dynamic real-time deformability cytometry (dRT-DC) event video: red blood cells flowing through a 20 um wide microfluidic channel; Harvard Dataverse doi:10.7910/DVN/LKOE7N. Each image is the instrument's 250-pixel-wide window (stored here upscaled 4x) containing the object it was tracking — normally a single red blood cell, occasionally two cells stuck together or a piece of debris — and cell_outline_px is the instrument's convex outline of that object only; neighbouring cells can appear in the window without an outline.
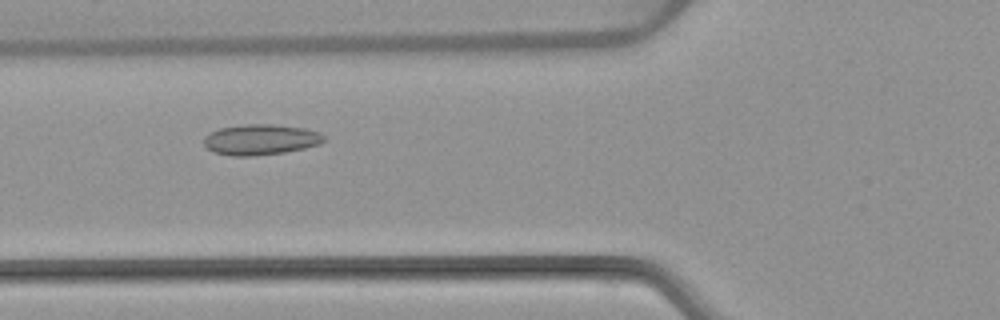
{"species": "common noctule bat (a hibernating species)", "species_latin": "Nyctalus noctula", "temperature_condition": "warm", "stored_images_in_passage": 4, "camera_frame_rate_fps": 3000, "um_per_image_px": 0.085, "animal": {"sex": "female", "body_mass_g": 22.7, "forearm_length_mm": 54.2}, "frame": {"image": 1, "passage_image": 3, "time_ms": 2.333, "image_size_px": [1000, 320], "cell_outline_px": [[328, 140], [320, 144], [304, 148], [284, 152], [252, 156], [232, 156], [212, 152], [204, 144], [204, 136], [220, 128], [244, 124], [272, 124], [304, 128], [320, 132]], "centroid_in_image_um": [22.17, 11.86], "position_along_channel_um": 103.6, "area_um2": 21.5}}
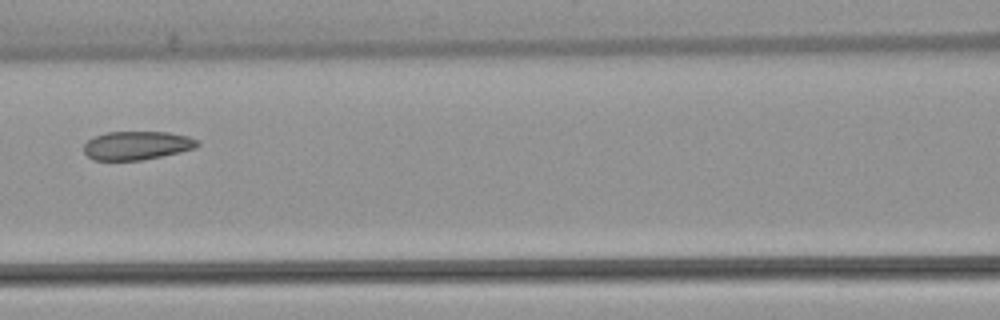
{"frame": {"image": 2, "passage_image": 4, "time_ms": 3.667, "image_size_px": [1000, 320], "cell_outline_px": [[200, 144], [196, 148], [180, 152], [140, 160], [92, 160], [84, 152], [84, 144], [88, 140], [96, 136], [108, 132], [168, 132], [188, 136], [200, 140]], "centroid_in_image_um": [11.67, 12.36], "position_along_channel_um": 154.9, "area_um2": 18.9}}